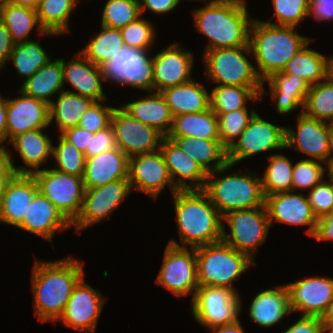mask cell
Masks as SVG:
<instances>
[{"instance_id":"49","label":"cell","mask_w":333,"mask_h":333,"mask_svg":"<svg viewBox=\"0 0 333 333\" xmlns=\"http://www.w3.org/2000/svg\"><path fill=\"white\" fill-rule=\"evenodd\" d=\"M324 174L325 169L319 161L308 158L295 163L292 172V191L297 188L313 189L323 180Z\"/></svg>"},{"instance_id":"30","label":"cell","mask_w":333,"mask_h":333,"mask_svg":"<svg viewBox=\"0 0 333 333\" xmlns=\"http://www.w3.org/2000/svg\"><path fill=\"white\" fill-rule=\"evenodd\" d=\"M132 118L156 128L165 137L170 131L173 116L161 92L121 106Z\"/></svg>"},{"instance_id":"6","label":"cell","mask_w":333,"mask_h":333,"mask_svg":"<svg viewBox=\"0 0 333 333\" xmlns=\"http://www.w3.org/2000/svg\"><path fill=\"white\" fill-rule=\"evenodd\" d=\"M199 286L225 287L237 291L233 281L255 263L246 255L220 241L196 248Z\"/></svg>"},{"instance_id":"26","label":"cell","mask_w":333,"mask_h":333,"mask_svg":"<svg viewBox=\"0 0 333 333\" xmlns=\"http://www.w3.org/2000/svg\"><path fill=\"white\" fill-rule=\"evenodd\" d=\"M129 157L117 147L86 158L83 182L85 189L97 188L128 178Z\"/></svg>"},{"instance_id":"34","label":"cell","mask_w":333,"mask_h":333,"mask_svg":"<svg viewBox=\"0 0 333 333\" xmlns=\"http://www.w3.org/2000/svg\"><path fill=\"white\" fill-rule=\"evenodd\" d=\"M166 137H194L206 140H220L217 115L211 108L203 112L175 115Z\"/></svg>"},{"instance_id":"45","label":"cell","mask_w":333,"mask_h":333,"mask_svg":"<svg viewBox=\"0 0 333 333\" xmlns=\"http://www.w3.org/2000/svg\"><path fill=\"white\" fill-rule=\"evenodd\" d=\"M141 16L139 0H108L102 13V24L121 29Z\"/></svg>"},{"instance_id":"69","label":"cell","mask_w":333,"mask_h":333,"mask_svg":"<svg viewBox=\"0 0 333 333\" xmlns=\"http://www.w3.org/2000/svg\"><path fill=\"white\" fill-rule=\"evenodd\" d=\"M328 330V333H333V327H328V326H324L322 333H325V331Z\"/></svg>"},{"instance_id":"54","label":"cell","mask_w":333,"mask_h":333,"mask_svg":"<svg viewBox=\"0 0 333 333\" xmlns=\"http://www.w3.org/2000/svg\"><path fill=\"white\" fill-rule=\"evenodd\" d=\"M61 135L75 148L85 154L86 150L90 149L91 138H93L94 134L82 127L76 126L63 131Z\"/></svg>"},{"instance_id":"20","label":"cell","mask_w":333,"mask_h":333,"mask_svg":"<svg viewBox=\"0 0 333 333\" xmlns=\"http://www.w3.org/2000/svg\"><path fill=\"white\" fill-rule=\"evenodd\" d=\"M193 61V54L180 50V43L170 44L156 54L153 57V92L190 81Z\"/></svg>"},{"instance_id":"55","label":"cell","mask_w":333,"mask_h":333,"mask_svg":"<svg viewBox=\"0 0 333 333\" xmlns=\"http://www.w3.org/2000/svg\"><path fill=\"white\" fill-rule=\"evenodd\" d=\"M323 323L319 317L301 316L283 333H322Z\"/></svg>"},{"instance_id":"8","label":"cell","mask_w":333,"mask_h":333,"mask_svg":"<svg viewBox=\"0 0 333 333\" xmlns=\"http://www.w3.org/2000/svg\"><path fill=\"white\" fill-rule=\"evenodd\" d=\"M230 227V234L223 226L222 241L246 254L253 262L257 247L266 239L270 225L266 206L248 210L230 211L223 216Z\"/></svg>"},{"instance_id":"31","label":"cell","mask_w":333,"mask_h":333,"mask_svg":"<svg viewBox=\"0 0 333 333\" xmlns=\"http://www.w3.org/2000/svg\"><path fill=\"white\" fill-rule=\"evenodd\" d=\"M292 313L288 306V294L285 285L276 289L260 291L251 302L249 315L262 327H271L280 322L285 315Z\"/></svg>"},{"instance_id":"37","label":"cell","mask_w":333,"mask_h":333,"mask_svg":"<svg viewBox=\"0 0 333 333\" xmlns=\"http://www.w3.org/2000/svg\"><path fill=\"white\" fill-rule=\"evenodd\" d=\"M58 96L56 102L49 104V115L50 123L55 120L60 133L78 126L82 115L96 102L70 90H63Z\"/></svg>"},{"instance_id":"14","label":"cell","mask_w":333,"mask_h":333,"mask_svg":"<svg viewBox=\"0 0 333 333\" xmlns=\"http://www.w3.org/2000/svg\"><path fill=\"white\" fill-rule=\"evenodd\" d=\"M286 127L276 126L262 119L258 113L238 137L239 141L227 150L228 163H235L257 153L285 147Z\"/></svg>"},{"instance_id":"35","label":"cell","mask_w":333,"mask_h":333,"mask_svg":"<svg viewBox=\"0 0 333 333\" xmlns=\"http://www.w3.org/2000/svg\"><path fill=\"white\" fill-rule=\"evenodd\" d=\"M63 84L62 59H56L42 66L25 80L20 91L27 96L50 104L52 100L49 97L52 98V95L58 91L62 92L64 90Z\"/></svg>"},{"instance_id":"15","label":"cell","mask_w":333,"mask_h":333,"mask_svg":"<svg viewBox=\"0 0 333 333\" xmlns=\"http://www.w3.org/2000/svg\"><path fill=\"white\" fill-rule=\"evenodd\" d=\"M132 191L129 179H120L97 188L85 189L79 215L71 223L76 232L100 222L116 210L118 205Z\"/></svg>"},{"instance_id":"59","label":"cell","mask_w":333,"mask_h":333,"mask_svg":"<svg viewBox=\"0 0 333 333\" xmlns=\"http://www.w3.org/2000/svg\"><path fill=\"white\" fill-rule=\"evenodd\" d=\"M313 237L318 241L333 240V211L318 219Z\"/></svg>"},{"instance_id":"1","label":"cell","mask_w":333,"mask_h":333,"mask_svg":"<svg viewBox=\"0 0 333 333\" xmlns=\"http://www.w3.org/2000/svg\"><path fill=\"white\" fill-rule=\"evenodd\" d=\"M81 261L67 257L54 262L36 259L32 269L35 315L42 322L59 320L73 287L85 276Z\"/></svg>"},{"instance_id":"17","label":"cell","mask_w":333,"mask_h":333,"mask_svg":"<svg viewBox=\"0 0 333 333\" xmlns=\"http://www.w3.org/2000/svg\"><path fill=\"white\" fill-rule=\"evenodd\" d=\"M82 277L73 287L71 296L59 321L71 329L94 333L105 298Z\"/></svg>"},{"instance_id":"47","label":"cell","mask_w":333,"mask_h":333,"mask_svg":"<svg viewBox=\"0 0 333 333\" xmlns=\"http://www.w3.org/2000/svg\"><path fill=\"white\" fill-rule=\"evenodd\" d=\"M56 159L54 169L74 176H84L86 156L80 150L75 148L61 134L59 135L58 146H53V155Z\"/></svg>"},{"instance_id":"62","label":"cell","mask_w":333,"mask_h":333,"mask_svg":"<svg viewBox=\"0 0 333 333\" xmlns=\"http://www.w3.org/2000/svg\"><path fill=\"white\" fill-rule=\"evenodd\" d=\"M240 321L211 328L214 333H244Z\"/></svg>"},{"instance_id":"3","label":"cell","mask_w":333,"mask_h":333,"mask_svg":"<svg viewBox=\"0 0 333 333\" xmlns=\"http://www.w3.org/2000/svg\"><path fill=\"white\" fill-rule=\"evenodd\" d=\"M246 2L208 3L194 10L198 32L209 39L206 51L249 45L253 18L248 16Z\"/></svg>"},{"instance_id":"13","label":"cell","mask_w":333,"mask_h":333,"mask_svg":"<svg viewBox=\"0 0 333 333\" xmlns=\"http://www.w3.org/2000/svg\"><path fill=\"white\" fill-rule=\"evenodd\" d=\"M116 147L128 157L155 152L165 137L156 128L132 118L121 107L111 117Z\"/></svg>"},{"instance_id":"24","label":"cell","mask_w":333,"mask_h":333,"mask_svg":"<svg viewBox=\"0 0 333 333\" xmlns=\"http://www.w3.org/2000/svg\"><path fill=\"white\" fill-rule=\"evenodd\" d=\"M71 226L55 205L38 191L28 204L23 221L17 227L52 242L56 231H62Z\"/></svg>"},{"instance_id":"22","label":"cell","mask_w":333,"mask_h":333,"mask_svg":"<svg viewBox=\"0 0 333 333\" xmlns=\"http://www.w3.org/2000/svg\"><path fill=\"white\" fill-rule=\"evenodd\" d=\"M21 98L7 99V139L37 129H44L50 124L49 104L25 95Z\"/></svg>"},{"instance_id":"23","label":"cell","mask_w":333,"mask_h":333,"mask_svg":"<svg viewBox=\"0 0 333 333\" xmlns=\"http://www.w3.org/2000/svg\"><path fill=\"white\" fill-rule=\"evenodd\" d=\"M160 151L177 190H203L208 173L193 158L183 152L177 144L164 137ZM175 175L178 177L174 178ZM176 179V181H175ZM190 182L187 184V181Z\"/></svg>"},{"instance_id":"39","label":"cell","mask_w":333,"mask_h":333,"mask_svg":"<svg viewBox=\"0 0 333 333\" xmlns=\"http://www.w3.org/2000/svg\"><path fill=\"white\" fill-rule=\"evenodd\" d=\"M310 42L312 40L294 55L282 71L301 77L311 86L329 76V59L317 51L308 49Z\"/></svg>"},{"instance_id":"21","label":"cell","mask_w":333,"mask_h":333,"mask_svg":"<svg viewBox=\"0 0 333 333\" xmlns=\"http://www.w3.org/2000/svg\"><path fill=\"white\" fill-rule=\"evenodd\" d=\"M293 191L279 192L265 196V206L270 225L273 220L289 225H309L308 235L314 236L318 219L312 207L302 193L293 194Z\"/></svg>"},{"instance_id":"68","label":"cell","mask_w":333,"mask_h":333,"mask_svg":"<svg viewBox=\"0 0 333 333\" xmlns=\"http://www.w3.org/2000/svg\"><path fill=\"white\" fill-rule=\"evenodd\" d=\"M329 76L333 79V57L329 58Z\"/></svg>"},{"instance_id":"52","label":"cell","mask_w":333,"mask_h":333,"mask_svg":"<svg viewBox=\"0 0 333 333\" xmlns=\"http://www.w3.org/2000/svg\"><path fill=\"white\" fill-rule=\"evenodd\" d=\"M308 201L317 219L333 211V182L324 179L308 193Z\"/></svg>"},{"instance_id":"44","label":"cell","mask_w":333,"mask_h":333,"mask_svg":"<svg viewBox=\"0 0 333 333\" xmlns=\"http://www.w3.org/2000/svg\"><path fill=\"white\" fill-rule=\"evenodd\" d=\"M9 60H12L19 75L25 76L27 80L42 66L47 65L51 58L38 42L31 40L17 43Z\"/></svg>"},{"instance_id":"10","label":"cell","mask_w":333,"mask_h":333,"mask_svg":"<svg viewBox=\"0 0 333 333\" xmlns=\"http://www.w3.org/2000/svg\"><path fill=\"white\" fill-rule=\"evenodd\" d=\"M239 294L225 287L199 286L191 310L195 320L209 329L236 322L241 312Z\"/></svg>"},{"instance_id":"56","label":"cell","mask_w":333,"mask_h":333,"mask_svg":"<svg viewBox=\"0 0 333 333\" xmlns=\"http://www.w3.org/2000/svg\"><path fill=\"white\" fill-rule=\"evenodd\" d=\"M309 15L315 16L316 20L333 19V0H309Z\"/></svg>"},{"instance_id":"27","label":"cell","mask_w":333,"mask_h":333,"mask_svg":"<svg viewBox=\"0 0 333 333\" xmlns=\"http://www.w3.org/2000/svg\"><path fill=\"white\" fill-rule=\"evenodd\" d=\"M79 58V59H77ZM67 63L62 59L63 81L77 91L73 93L88 97L96 102L105 101L101 79L104 81L102 68L89 61L81 52Z\"/></svg>"},{"instance_id":"29","label":"cell","mask_w":333,"mask_h":333,"mask_svg":"<svg viewBox=\"0 0 333 333\" xmlns=\"http://www.w3.org/2000/svg\"><path fill=\"white\" fill-rule=\"evenodd\" d=\"M272 100H276L278 113L286 114L301 106L303 108L310 85L301 77L276 71L266 80Z\"/></svg>"},{"instance_id":"66","label":"cell","mask_w":333,"mask_h":333,"mask_svg":"<svg viewBox=\"0 0 333 333\" xmlns=\"http://www.w3.org/2000/svg\"><path fill=\"white\" fill-rule=\"evenodd\" d=\"M328 175L333 182V159L328 160Z\"/></svg>"},{"instance_id":"57","label":"cell","mask_w":333,"mask_h":333,"mask_svg":"<svg viewBox=\"0 0 333 333\" xmlns=\"http://www.w3.org/2000/svg\"><path fill=\"white\" fill-rule=\"evenodd\" d=\"M180 0H139L140 13L147 8L157 14L172 11L179 4Z\"/></svg>"},{"instance_id":"46","label":"cell","mask_w":333,"mask_h":333,"mask_svg":"<svg viewBox=\"0 0 333 333\" xmlns=\"http://www.w3.org/2000/svg\"><path fill=\"white\" fill-rule=\"evenodd\" d=\"M250 114V115H249ZM256 112L247 109H239L229 113L217 115L218 136L222 145L228 150L241 133L248 126Z\"/></svg>"},{"instance_id":"58","label":"cell","mask_w":333,"mask_h":333,"mask_svg":"<svg viewBox=\"0 0 333 333\" xmlns=\"http://www.w3.org/2000/svg\"><path fill=\"white\" fill-rule=\"evenodd\" d=\"M15 45L10 32L0 21V69L5 65L6 60L8 61Z\"/></svg>"},{"instance_id":"43","label":"cell","mask_w":333,"mask_h":333,"mask_svg":"<svg viewBox=\"0 0 333 333\" xmlns=\"http://www.w3.org/2000/svg\"><path fill=\"white\" fill-rule=\"evenodd\" d=\"M269 162L264 177H261L264 196L292 191L293 163L282 154L270 155Z\"/></svg>"},{"instance_id":"48","label":"cell","mask_w":333,"mask_h":333,"mask_svg":"<svg viewBox=\"0 0 333 333\" xmlns=\"http://www.w3.org/2000/svg\"><path fill=\"white\" fill-rule=\"evenodd\" d=\"M277 26H297L309 14V0H272Z\"/></svg>"},{"instance_id":"36","label":"cell","mask_w":333,"mask_h":333,"mask_svg":"<svg viewBox=\"0 0 333 333\" xmlns=\"http://www.w3.org/2000/svg\"><path fill=\"white\" fill-rule=\"evenodd\" d=\"M0 21L10 32L15 44L31 41L27 39V36L34 26H37L38 33L41 35H57L44 31L36 10L9 2H2L0 5Z\"/></svg>"},{"instance_id":"9","label":"cell","mask_w":333,"mask_h":333,"mask_svg":"<svg viewBox=\"0 0 333 333\" xmlns=\"http://www.w3.org/2000/svg\"><path fill=\"white\" fill-rule=\"evenodd\" d=\"M38 190L72 223L79 215L85 187L83 177L62 173L54 168L34 172Z\"/></svg>"},{"instance_id":"28","label":"cell","mask_w":333,"mask_h":333,"mask_svg":"<svg viewBox=\"0 0 333 333\" xmlns=\"http://www.w3.org/2000/svg\"><path fill=\"white\" fill-rule=\"evenodd\" d=\"M10 143L19 152L25 167H15L11 154L3 149L5 157L11 164L15 174L32 175L39 170L40 165L47 161V158L53 155V146L51 139L42 132V129L28 131L15 136Z\"/></svg>"},{"instance_id":"5","label":"cell","mask_w":333,"mask_h":333,"mask_svg":"<svg viewBox=\"0 0 333 333\" xmlns=\"http://www.w3.org/2000/svg\"><path fill=\"white\" fill-rule=\"evenodd\" d=\"M232 164L208 173L203 191L222 216L230 211L248 210L265 205L261 177L249 174L232 173L221 179H214L215 174H222ZM214 179V180H213Z\"/></svg>"},{"instance_id":"41","label":"cell","mask_w":333,"mask_h":333,"mask_svg":"<svg viewBox=\"0 0 333 333\" xmlns=\"http://www.w3.org/2000/svg\"><path fill=\"white\" fill-rule=\"evenodd\" d=\"M78 0H40L36 13L45 32H69L68 20Z\"/></svg>"},{"instance_id":"40","label":"cell","mask_w":333,"mask_h":333,"mask_svg":"<svg viewBox=\"0 0 333 333\" xmlns=\"http://www.w3.org/2000/svg\"><path fill=\"white\" fill-rule=\"evenodd\" d=\"M125 46L120 29L101 25V32L95 35L81 53L93 64L102 66Z\"/></svg>"},{"instance_id":"63","label":"cell","mask_w":333,"mask_h":333,"mask_svg":"<svg viewBox=\"0 0 333 333\" xmlns=\"http://www.w3.org/2000/svg\"><path fill=\"white\" fill-rule=\"evenodd\" d=\"M320 319L323 326L333 327V299Z\"/></svg>"},{"instance_id":"19","label":"cell","mask_w":333,"mask_h":333,"mask_svg":"<svg viewBox=\"0 0 333 333\" xmlns=\"http://www.w3.org/2000/svg\"><path fill=\"white\" fill-rule=\"evenodd\" d=\"M291 312L321 318L333 299V279L309 277L285 284Z\"/></svg>"},{"instance_id":"11","label":"cell","mask_w":333,"mask_h":333,"mask_svg":"<svg viewBox=\"0 0 333 333\" xmlns=\"http://www.w3.org/2000/svg\"><path fill=\"white\" fill-rule=\"evenodd\" d=\"M104 81L128 85L153 93V57L148 51L123 46L122 49L101 66Z\"/></svg>"},{"instance_id":"4","label":"cell","mask_w":333,"mask_h":333,"mask_svg":"<svg viewBox=\"0 0 333 333\" xmlns=\"http://www.w3.org/2000/svg\"><path fill=\"white\" fill-rule=\"evenodd\" d=\"M295 26H277L254 20L250 26L249 45L258 76L266 80L282 71L294 55L311 39L295 33Z\"/></svg>"},{"instance_id":"16","label":"cell","mask_w":333,"mask_h":333,"mask_svg":"<svg viewBox=\"0 0 333 333\" xmlns=\"http://www.w3.org/2000/svg\"><path fill=\"white\" fill-rule=\"evenodd\" d=\"M128 178L132 190L135 188L153 199H157L166 185L170 186L172 194L178 191L160 149L129 157Z\"/></svg>"},{"instance_id":"32","label":"cell","mask_w":333,"mask_h":333,"mask_svg":"<svg viewBox=\"0 0 333 333\" xmlns=\"http://www.w3.org/2000/svg\"><path fill=\"white\" fill-rule=\"evenodd\" d=\"M161 94L164 96L172 116L210 109V95L202 85L193 79L178 86L166 88L161 91Z\"/></svg>"},{"instance_id":"60","label":"cell","mask_w":333,"mask_h":333,"mask_svg":"<svg viewBox=\"0 0 333 333\" xmlns=\"http://www.w3.org/2000/svg\"><path fill=\"white\" fill-rule=\"evenodd\" d=\"M14 175L15 172L11 164L5 157L3 150H0V204L5 188Z\"/></svg>"},{"instance_id":"2","label":"cell","mask_w":333,"mask_h":333,"mask_svg":"<svg viewBox=\"0 0 333 333\" xmlns=\"http://www.w3.org/2000/svg\"><path fill=\"white\" fill-rule=\"evenodd\" d=\"M179 239L168 244L197 248L222 241L223 216L203 190H178L173 194Z\"/></svg>"},{"instance_id":"64","label":"cell","mask_w":333,"mask_h":333,"mask_svg":"<svg viewBox=\"0 0 333 333\" xmlns=\"http://www.w3.org/2000/svg\"><path fill=\"white\" fill-rule=\"evenodd\" d=\"M2 2H9L12 4L20 5L36 10L40 0H2Z\"/></svg>"},{"instance_id":"42","label":"cell","mask_w":333,"mask_h":333,"mask_svg":"<svg viewBox=\"0 0 333 333\" xmlns=\"http://www.w3.org/2000/svg\"><path fill=\"white\" fill-rule=\"evenodd\" d=\"M302 110L307 117L333 124V79L330 76L310 86Z\"/></svg>"},{"instance_id":"67","label":"cell","mask_w":333,"mask_h":333,"mask_svg":"<svg viewBox=\"0 0 333 333\" xmlns=\"http://www.w3.org/2000/svg\"><path fill=\"white\" fill-rule=\"evenodd\" d=\"M240 1L244 0H210L209 3H231V2H240Z\"/></svg>"},{"instance_id":"18","label":"cell","mask_w":333,"mask_h":333,"mask_svg":"<svg viewBox=\"0 0 333 333\" xmlns=\"http://www.w3.org/2000/svg\"><path fill=\"white\" fill-rule=\"evenodd\" d=\"M331 124L305 116L297 117V131L287 128L285 147H294L308 155L311 160L328 163L330 150Z\"/></svg>"},{"instance_id":"33","label":"cell","mask_w":333,"mask_h":333,"mask_svg":"<svg viewBox=\"0 0 333 333\" xmlns=\"http://www.w3.org/2000/svg\"><path fill=\"white\" fill-rule=\"evenodd\" d=\"M167 138L173 140L183 152L193 158L207 173L219 170L228 164L227 149L220 140L194 137Z\"/></svg>"},{"instance_id":"12","label":"cell","mask_w":333,"mask_h":333,"mask_svg":"<svg viewBox=\"0 0 333 333\" xmlns=\"http://www.w3.org/2000/svg\"><path fill=\"white\" fill-rule=\"evenodd\" d=\"M177 247L168 244L165 248L162 267L156 283L164 286L176 296H186L190 292L194 299L199 287L197 279L196 248ZM194 291V292H192Z\"/></svg>"},{"instance_id":"65","label":"cell","mask_w":333,"mask_h":333,"mask_svg":"<svg viewBox=\"0 0 333 333\" xmlns=\"http://www.w3.org/2000/svg\"><path fill=\"white\" fill-rule=\"evenodd\" d=\"M329 159H333V124H331Z\"/></svg>"},{"instance_id":"61","label":"cell","mask_w":333,"mask_h":333,"mask_svg":"<svg viewBox=\"0 0 333 333\" xmlns=\"http://www.w3.org/2000/svg\"><path fill=\"white\" fill-rule=\"evenodd\" d=\"M6 113H7V99L3 98L0 95V144H2V142H4L5 140L7 141ZM3 149H5V146L0 147V150Z\"/></svg>"},{"instance_id":"51","label":"cell","mask_w":333,"mask_h":333,"mask_svg":"<svg viewBox=\"0 0 333 333\" xmlns=\"http://www.w3.org/2000/svg\"><path fill=\"white\" fill-rule=\"evenodd\" d=\"M102 102H95L80 118L79 127L96 133L111 125V117L115 107L103 106Z\"/></svg>"},{"instance_id":"50","label":"cell","mask_w":333,"mask_h":333,"mask_svg":"<svg viewBox=\"0 0 333 333\" xmlns=\"http://www.w3.org/2000/svg\"><path fill=\"white\" fill-rule=\"evenodd\" d=\"M154 27L146 19L138 18L120 29L124 44L131 48L149 50L155 37Z\"/></svg>"},{"instance_id":"25","label":"cell","mask_w":333,"mask_h":333,"mask_svg":"<svg viewBox=\"0 0 333 333\" xmlns=\"http://www.w3.org/2000/svg\"><path fill=\"white\" fill-rule=\"evenodd\" d=\"M33 175L15 174L8 182L0 204V222L17 227L27 214L28 204L38 192Z\"/></svg>"},{"instance_id":"53","label":"cell","mask_w":333,"mask_h":333,"mask_svg":"<svg viewBox=\"0 0 333 333\" xmlns=\"http://www.w3.org/2000/svg\"><path fill=\"white\" fill-rule=\"evenodd\" d=\"M116 148V142L112 126L105 128L104 130L94 133L91 138L90 149L86 150V158L101 154Z\"/></svg>"},{"instance_id":"7","label":"cell","mask_w":333,"mask_h":333,"mask_svg":"<svg viewBox=\"0 0 333 333\" xmlns=\"http://www.w3.org/2000/svg\"><path fill=\"white\" fill-rule=\"evenodd\" d=\"M244 52L251 54L250 45L205 51L207 78L219 85L263 86L256 68Z\"/></svg>"},{"instance_id":"38","label":"cell","mask_w":333,"mask_h":333,"mask_svg":"<svg viewBox=\"0 0 333 333\" xmlns=\"http://www.w3.org/2000/svg\"><path fill=\"white\" fill-rule=\"evenodd\" d=\"M264 86L217 85L210 94V108L216 115L247 109L246 100H261Z\"/></svg>"}]
</instances>
